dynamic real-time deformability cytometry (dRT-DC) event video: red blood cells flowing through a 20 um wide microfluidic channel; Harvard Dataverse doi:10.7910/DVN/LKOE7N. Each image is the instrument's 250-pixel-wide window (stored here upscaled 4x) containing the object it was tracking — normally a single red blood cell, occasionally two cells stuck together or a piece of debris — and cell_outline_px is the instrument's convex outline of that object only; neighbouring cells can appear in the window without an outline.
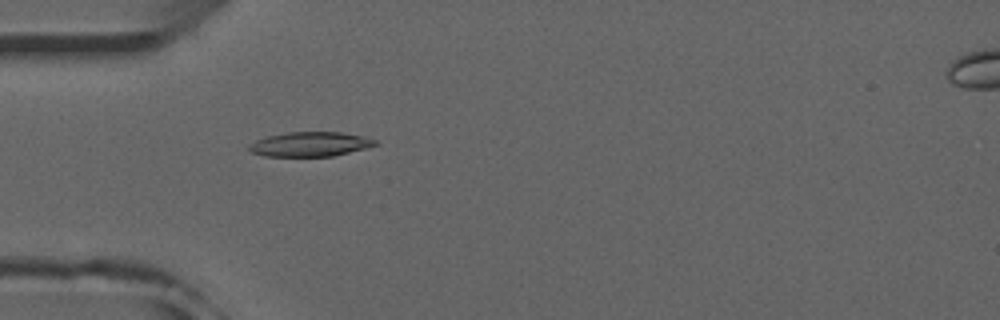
{"species": "common noctule bat (a hibernating species)", "species_latin": "Nyctalus noctula", "temperature_condition": "room temperature", "stored_images_in_passage": 45, "camera_frame_rate_fps": 3000, "um_per_image_px": 0.085, "animal": {"sex": "male", "forearm_length_mm": 52.5}, "frame": {"image": 1, "passage_image": 16, "time_ms": 5.0, "image_size_px": [1000, 320], "cell_outline_px": [[380, 144], [332, 156], [264, 156], [252, 152], [248, 148], [248, 144], [256, 140], [268, 136], [288, 132], [340, 132], [364, 136], [376, 140]], "centroid_in_image_um": [26.35, 12.25], "position_along_channel_um": 58.6, "area_um2": 17.92}}
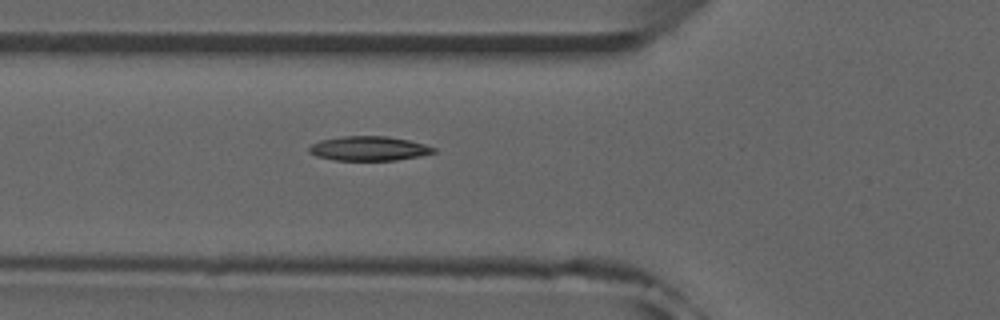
{"frame": {"image": 2, "passage_image": 19, "time_ms": 6.0, "image_size_px": [1000, 320], "cell_outline_px": [[436, 152], [420, 156], [396, 160], [336, 160], [316, 156], [308, 152], [308, 148], [312, 144], [320, 140], [340, 136], [388, 136], [408, 140], [424, 144], [436, 148]], "centroid_in_image_um": [31.34, 12.62], "position_along_channel_um": 94.5, "area_um2": 17.74}}
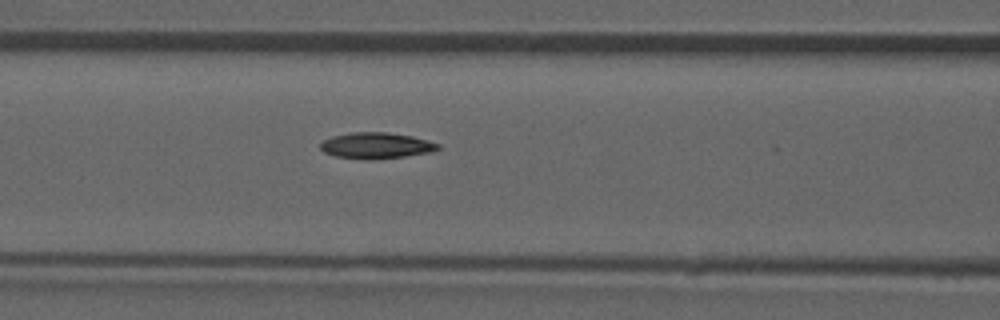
{"frame": {"image": 3, "passage_image": 22, "time_ms": 7.0, "image_size_px": [1000, 320], "cell_outline_px": [[440, 148], [428, 152], [404, 156], [336, 156], [324, 152], [320, 148], [320, 144], [324, 140], [332, 136], [352, 132], [388, 132], [412, 136], [440, 144]], "centroid_in_image_um": [31.98, 12.3], "position_along_channel_um": 134.6, "area_um2": 16.7}}